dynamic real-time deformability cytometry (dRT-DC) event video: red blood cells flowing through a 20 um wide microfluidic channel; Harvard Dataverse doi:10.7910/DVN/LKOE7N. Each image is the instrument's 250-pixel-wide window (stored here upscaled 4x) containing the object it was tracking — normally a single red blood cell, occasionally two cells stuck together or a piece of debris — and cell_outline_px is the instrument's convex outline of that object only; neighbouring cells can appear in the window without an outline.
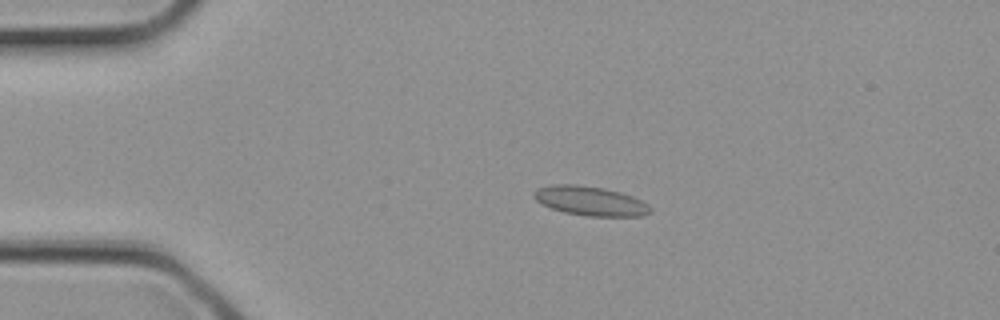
{"species": "common noctule bat (a hibernating species)", "species_latin": "Nyctalus noctula", "temperature_condition": "cold", "stored_images_in_passage": 20, "camera_frame_rate_fps": 3000, "um_per_image_px": 0.085, "animal": {"sex": "female", "body_mass_g": 21.9}, "frame": {"image": 1, "passage_image": 4, "time_ms": 1.0, "image_size_px": [1000, 320], "cell_outline_px": [[652, 212], [644, 216], [588, 216], [564, 212], [552, 208], [536, 200], [532, 196], [532, 192], [536, 188], [552, 184], [576, 184], [604, 188], [620, 192], [632, 196], [648, 204], [652, 208]], "centroid_in_image_um": [50.17, 17.07], "position_along_channel_um": 34.8, "area_um2": 20.0}}
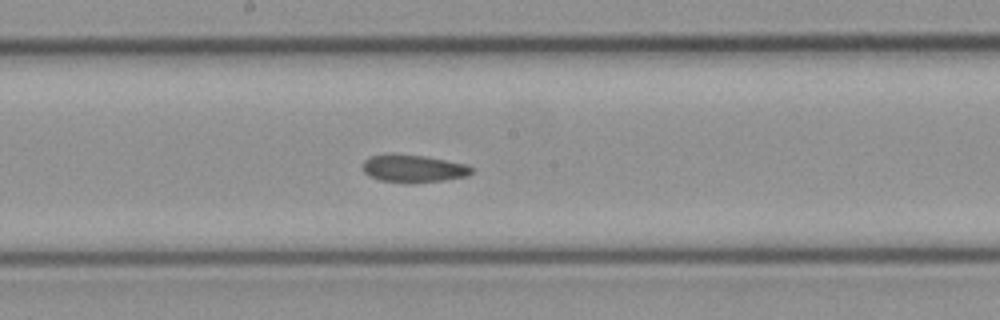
{"frame": {"image": 2, "passage_image": 14, "time_ms": 4.333, "image_size_px": [1000, 320], "cell_outline_px": [[472, 172], [468, 176], [444, 180], [412, 184], [380, 180], [368, 176], [360, 168], [364, 160], [368, 156], [384, 152], [392, 152], [424, 156], [468, 164], [472, 168]], "centroid_in_image_um": [35.06, 14.31], "position_along_channel_um": 213.1, "area_um2": 18.26}}
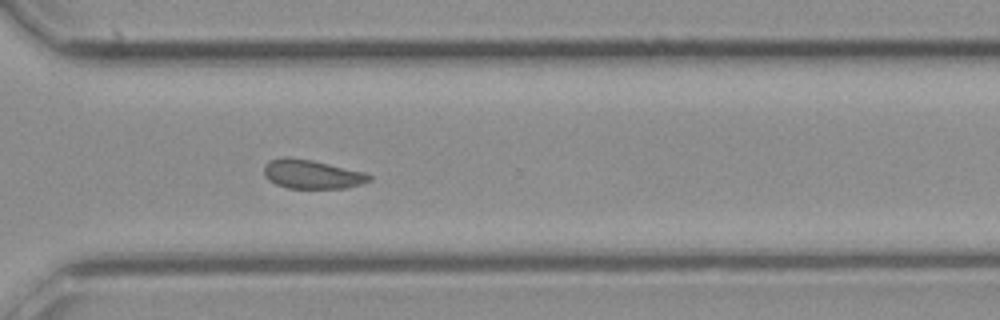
{"frame": {"image": 3, "passage_image": 20, "time_ms": 6.333, "image_size_px": [1000, 320], "cell_outline_px": [[372, 180], [348, 188], [288, 188], [276, 184], [268, 180], [264, 176], [264, 164], [268, 160], [284, 156], [288, 156], [312, 160], [364, 172], [372, 176]], "centroid_in_image_um": [26.48, 14.8], "position_along_channel_um": 344.1, "area_um2": 17.92}}